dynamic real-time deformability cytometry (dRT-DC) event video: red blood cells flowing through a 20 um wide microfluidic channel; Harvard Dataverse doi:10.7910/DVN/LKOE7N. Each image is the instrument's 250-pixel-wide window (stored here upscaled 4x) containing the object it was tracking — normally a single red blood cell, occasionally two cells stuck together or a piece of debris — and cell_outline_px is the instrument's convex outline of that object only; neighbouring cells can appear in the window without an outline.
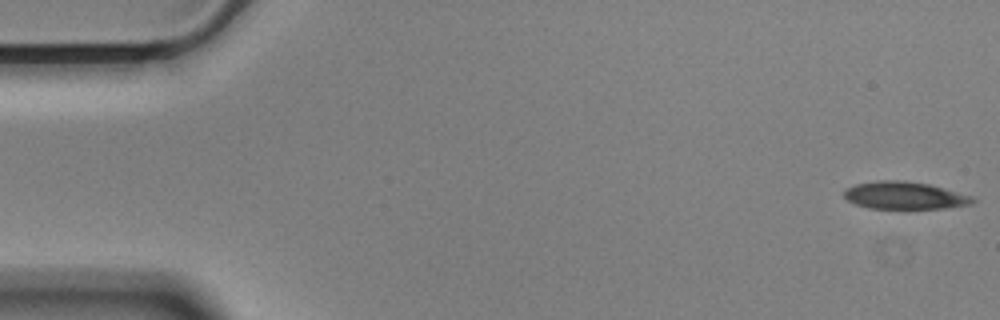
{"species": "Egyptian fruit bat (a non-hibernating species)", "species_latin": "Rousettus aegyptiacus", "temperature_condition": "cold", "stored_images_in_passage": 56, "camera_frame_rate_fps": 3000, "um_per_image_px": 0.085, "animal": {"sex": "male"}, "frame": {"image": 1, "passage_image": 1, "time_ms": 0.0, "image_size_px": [1000, 320], "cell_outline_px": [[976, 200], [972, 204], [944, 208], [868, 208], [856, 204], [848, 200], [844, 196], [844, 188], [856, 184], [880, 180], [904, 180], [928, 184], [944, 188], [972, 196]], "centroid_in_image_um": [76.88, 16.61], "position_along_channel_um": 8.1, "area_um2": 20.46}}
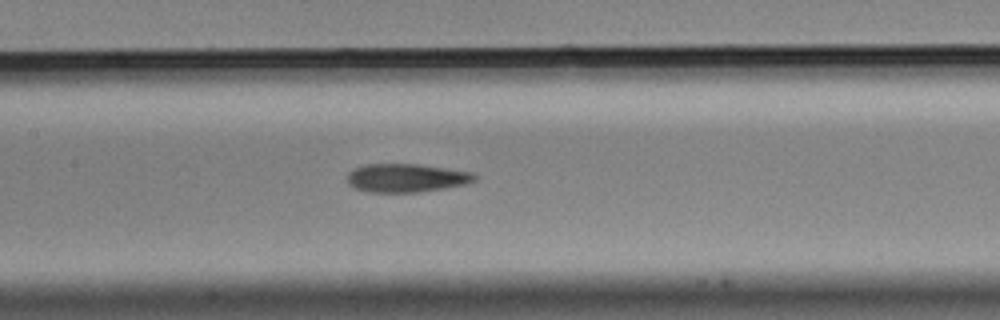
{"frame": {"image": 2, "passage_image": 26, "time_ms": 8.333, "image_size_px": [1000, 320], "cell_outline_px": [[480, 176], [476, 180], [468, 184], [420, 192], [368, 192], [356, 188], [348, 184], [348, 172], [352, 168], [364, 164], [420, 164], [472, 172]], "centroid_in_image_um": [34.57, 15.12], "position_along_channel_um": 172.8, "area_um2": 21.39}}
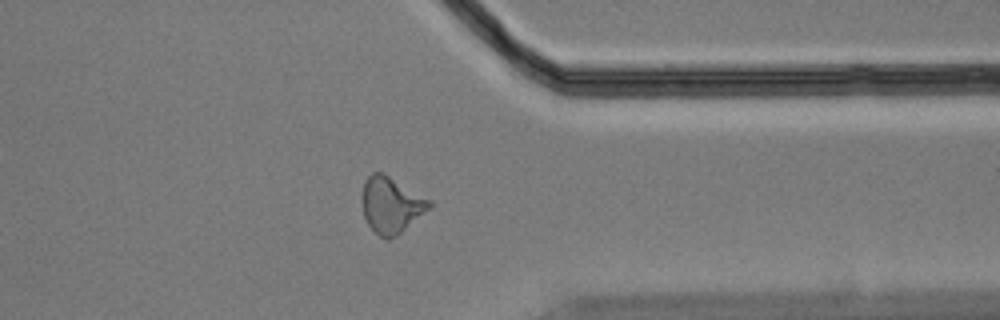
{"frame": {"image": 3, "passage_image": 44, "time_ms": 14.333, "image_size_px": [1000, 320], "cell_outline_px": [[432, 204], [428, 208], [400, 232], [388, 240], [384, 240], [368, 224], [364, 216], [360, 200], [364, 180], [372, 172], [384, 172], [432, 200]], "centroid_in_image_um": [33.2, 17.37], "position_along_channel_um": 378.2, "area_um2": 21.96}, "authors_computed_cell_mechanics": {"area_um2": 21.4149, "velocity_mm_per_s": 3.5311, "shape_relaxation_time_tau1_ms": 11.2273, "shape_relaxation_time_tau2_ms": 4.7286, "deformation_change_tau1": 0.2396, "deformation_change_tau2": 0.1498}}